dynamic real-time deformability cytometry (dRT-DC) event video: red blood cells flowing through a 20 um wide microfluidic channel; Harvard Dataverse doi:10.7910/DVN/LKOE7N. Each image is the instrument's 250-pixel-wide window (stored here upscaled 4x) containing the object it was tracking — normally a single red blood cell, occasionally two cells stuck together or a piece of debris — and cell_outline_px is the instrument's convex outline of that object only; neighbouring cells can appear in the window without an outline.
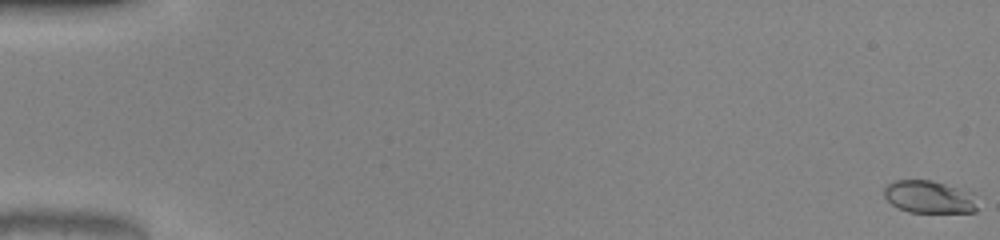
{"species": "common noctule bat (a hibernating species)", "species_latin": "Nyctalus noctula", "temperature_condition": "warm", "stored_images_in_passage": 52, "camera_frame_rate_fps": 3000, "um_per_image_px": 0.085, "animal": {"sex": "male", "body_mass_g": 20.0, "forearm_length_mm": 53.3}, "frame": {"image": 1, "passage_image": 1, "time_ms": 0.0, "image_size_px": [1000, 240], "cell_outline_px": [[976, 212], [908, 212], [892, 204], [884, 196], [884, 188], [888, 184], [896, 180], [932, 180], [972, 192], [976, 208]], "centroid_in_image_um": [78.96, 16.73], "position_along_channel_um": 6.0, "area_um2": 17.51}}
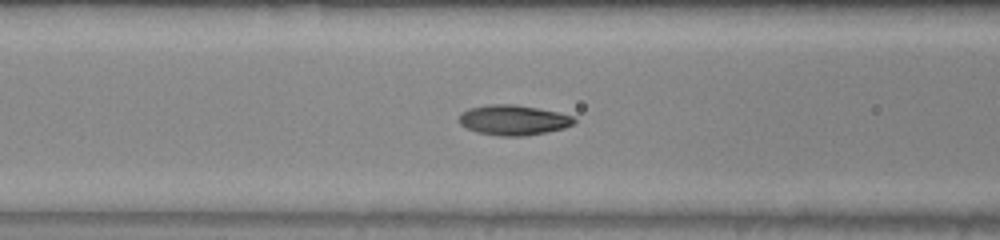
{"frame": {"image": 2, "passage_image": 23, "time_ms": 7.333, "image_size_px": [1000, 240], "cell_outline_px": [[576, 124], [564, 128], [524, 136], [500, 136], [476, 132], [460, 124], [460, 112], [468, 108], [488, 104], [516, 104], [560, 112], [572, 116], [576, 120]], "centroid_in_image_um": [43.65, 10.19], "position_along_channel_um": 123.0, "area_um2": 20.35}}
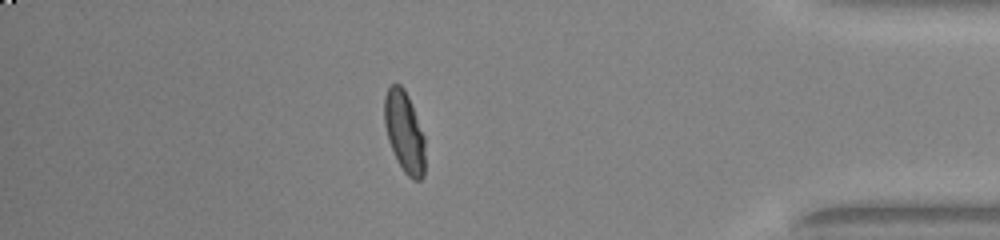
{"frame": {"image": 3, "passage_image": 46, "time_ms": 15.0, "image_size_px": [1000, 240], "cell_outline_px": [[424, 176], [420, 180], [412, 180], [404, 172], [396, 160], [388, 140], [384, 124], [384, 96], [388, 88], [392, 84], [400, 84], [404, 88], [408, 96], [424, 136]], "centroid_in_image_um": [34.35, 11.22], "position_along_channel_um": 400.8, "area_um2": 19.25}, "authors_computed_cell_mechanics": {"area_um2": 19.074, "velocity_mm_per_s": 4.0712, "shape_relaxation_time_tau1_ms": 3.5566, "shape_relaxation_time_tau2_ms": 0.7674, "deformation_change_tau1": 0.178, "deformation_change_tau2": 0.0494}}